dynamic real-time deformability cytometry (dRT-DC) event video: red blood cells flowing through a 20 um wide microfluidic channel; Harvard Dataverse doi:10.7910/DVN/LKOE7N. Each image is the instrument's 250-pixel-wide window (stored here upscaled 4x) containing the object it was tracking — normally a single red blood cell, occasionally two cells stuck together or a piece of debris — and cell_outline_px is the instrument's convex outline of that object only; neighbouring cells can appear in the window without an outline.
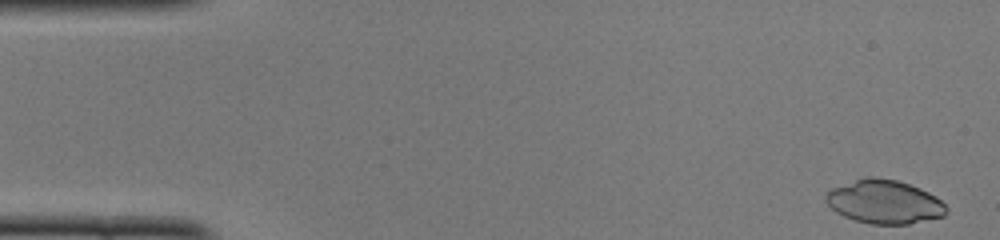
{"species": "common noctule bat (a hibernating species)", "species_latin": "Nyctalus noctula", "temperature_condition": "cold", "stored_images_in_passage": 48, "camera_frame_rate_fps": 3000, "um_per_image_px": 0.085, "animal": {"sex": "female", "body_mass_g": 22.0, "forearm_length_mm": 56.7}, "frame": {"image": 1, "passage_image": 1, "time_ms": 0.0, "image_size_px": [1000, 240], "cell_outline_px": [[948, 212], [944, 216], [908, 224], [872, 224], [856, 220], [844, 216], [836, 212], [824, 200], [824, 196], [832, 188], [868, 176], [872, 176], [896, 180], [920, 188], [936, 196], [948, 208]], "centroid_in_image_um": [75.18, 17.16], "position_along_channel_um": 9.8, "area_um2": 30.46}}